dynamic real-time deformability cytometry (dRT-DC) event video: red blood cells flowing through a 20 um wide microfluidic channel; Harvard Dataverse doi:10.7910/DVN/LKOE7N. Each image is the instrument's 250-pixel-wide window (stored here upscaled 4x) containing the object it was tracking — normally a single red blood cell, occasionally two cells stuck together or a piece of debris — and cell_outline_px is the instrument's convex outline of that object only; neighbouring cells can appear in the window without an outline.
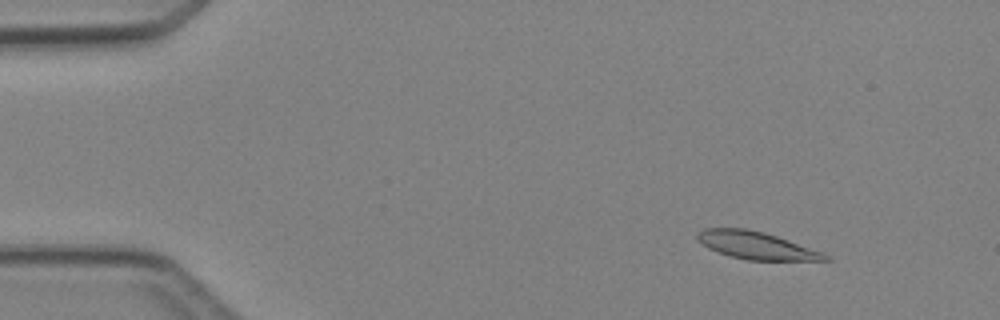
{"species": "Egyptian fruit bat (a non-hibernating species)", "species_latin": "Rousettus aegyptiacus", "temperature_condition": "cold", "stored_images_in_passage": 4, "camera_frame_rate_fps": 3000, "um_per_image_px": 0.085, "animal": {"sex": "female"}, "frame": {"image": 1, "passage_image": 1, "time_ms": 0.0, "image_size_px": [1000, 320], "cell_outline_px": [[832, 260], [748, 260], [732, 256], [708, 248], [696, 240], [696, 236], [704, 228], [748, 228], [764, 232], [824, 252], [832, 256]], "centroid_in_image_um": [64.32, 20.86], "position_along_channel_um": 20.7, "area_um2": 20.4}}
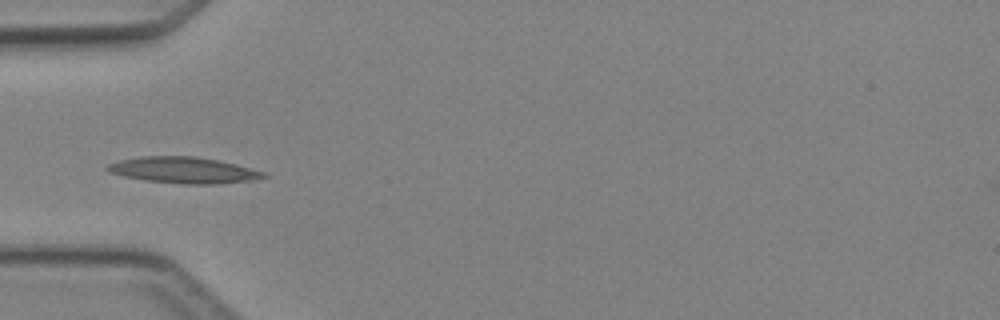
{"frame": {"image": 2, "passage_image": 4, "time_ms": 3.333, "image_size_px": [1000, 320], "cell_outline_px": [[268, 176], [252, 180], [220, 184], [184, 184], [144, 180], [124, 176], [108, 172], [104, 168], [108, 164], [120, 160], [140, 156], [196, 156], [236, 164], [264, 172]], "centroid_in_image_um": [15.57, 14.46], "position_along_channel_um": 69.4, "area_um2": 23.81}}